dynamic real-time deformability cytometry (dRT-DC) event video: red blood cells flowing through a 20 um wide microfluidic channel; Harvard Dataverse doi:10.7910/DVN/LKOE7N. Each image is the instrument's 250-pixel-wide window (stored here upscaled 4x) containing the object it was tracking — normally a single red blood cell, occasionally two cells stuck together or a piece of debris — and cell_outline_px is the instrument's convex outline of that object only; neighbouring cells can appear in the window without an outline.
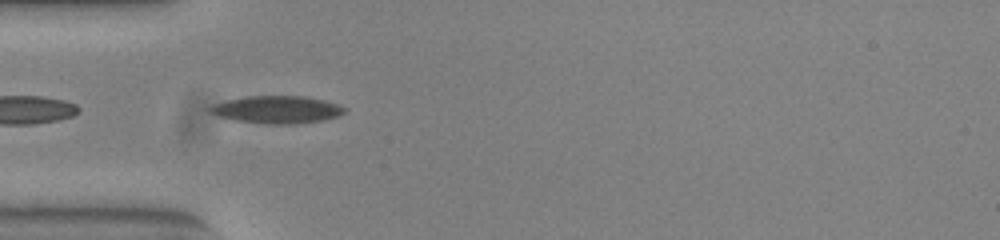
{"species": "common noctule bat (a hibernating species)", "species_latin": "Nyctalus noctula", "temperature_condition": "warm", "stored_images_in_passage": 39, "camera_frame_rate_fps": 3000, "um_per_image_px": 0.085, "animal": {"sex": "female", "body_mass_g": 23.0, "forearm_length_mm": 53.4}, "frame": {"image": 1, "passage_image": 2, "time_ms": 0.333, "image_size_px": [1000, 240], "cell_outline_px": [[348, 112], [340, 116], [324, 120], [296, 124], [268, 124], [236, 120], [220, 116], [212, 112], [208, 108], [212, 104], [228, 100], [248, 96], [304, 96], [324, 100], [348, 108]], "centroid_in_image_um": [23.63, 9.32], "position_along_channel_um": 61.4, "area_um2": 21.56}}
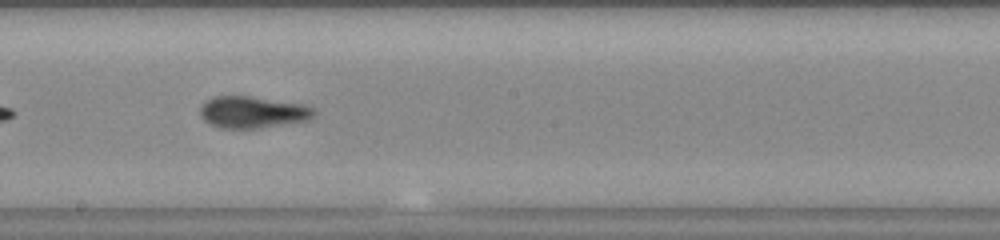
{"frame": {"image": 2, "passage_image": 15, "time_ms": 4.667, "image_size_px": [1000, 240], "cell_outline_px": [[316, 116], [308, 120], [260, 128], [224, 128], [212, 124], [204, 120], [200, 116], [200, 108], [204, 100], [212, 96], [252, 96], [304, 104], [316, 108]], "centroid_in_image_um": [21.5, 9.52], "position_along_channel_um": 226.7, "area_um2": 21.33}}
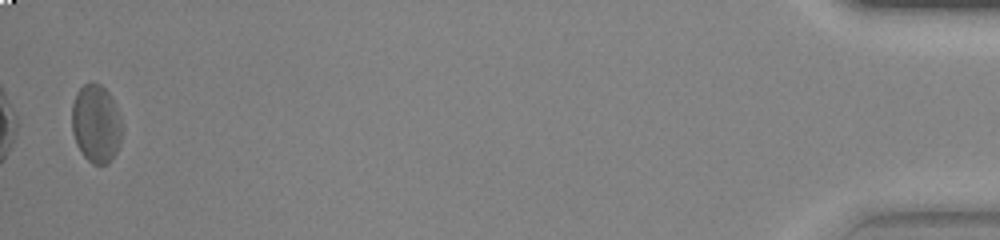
{"frame": {"image": 3, "passage_image": 38, "time_ms": 12.333, "image_size_px": [1000, 240], "cell_outline_px": [[120, 144], [116, 152], [108, 164], [92, 164], [80, 152], [76, 144], [72, 132], [72, 104], [76, 92], [84, 84], [100, 84], [108, 92], [120, 116]], "centroid_in_image_um": [8.13, 10.54], "position_along_channel_um": 427.1, "area_um2": 22.6}, "authors_computed_cell_mechanics": {"area_um2": 21.097, "velocity_mm_per_s": 3.8526, "shape_relaxation_time_tau1_ms": null, "shape_relaxation_time_tau2_ms": 2.3859, "deformation_change_tau1": null, "deformation_change_tau2": 0.0989}}